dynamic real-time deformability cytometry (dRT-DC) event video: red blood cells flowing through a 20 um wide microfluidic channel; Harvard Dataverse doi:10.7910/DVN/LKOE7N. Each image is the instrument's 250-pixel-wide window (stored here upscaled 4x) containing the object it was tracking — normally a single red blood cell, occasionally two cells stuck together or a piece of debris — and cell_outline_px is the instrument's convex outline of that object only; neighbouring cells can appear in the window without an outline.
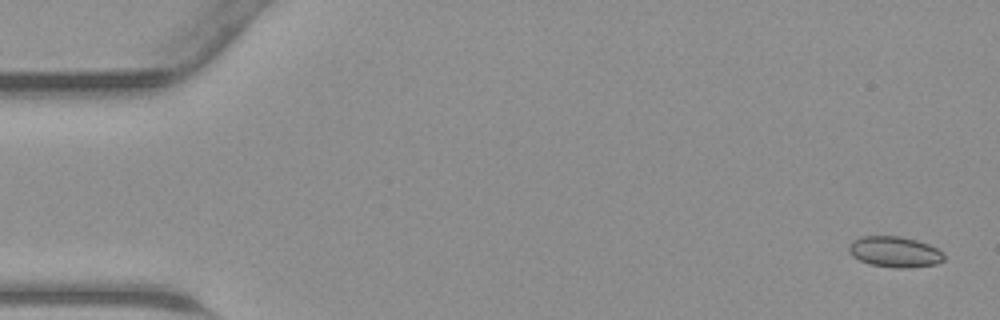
{"species": "common noctule bat (a hibernating species)", "species_latin": "Nyctalus noctula", "temperature_condition": "warm", "stored_images_in_passage": 45, "camera_frame_rate_fps": 3000, "um_per_image_px": 0.085, "animal": {"sex": "male", "body_mass_g": 23.1, "forearm_length_mm": 52.7}, "frame": {"image": 1, "passage_image": 2, "time_ms": 0.333, "image_size_px": [1000, 320], "cell_outline_px": [[944, 260], [936, 264], [908, 268], [896, 268], [872, 264], [860, 260], [852, 256], [848, 252], [848, 244], [852, 240], [860, 236], [900, 236], [916, 240], [928, 244], [944, 252]], "centroid_in_image_um": [76.03, 21.4], "position_along_channel_um": 9.0, "area_um2": 17.17}}
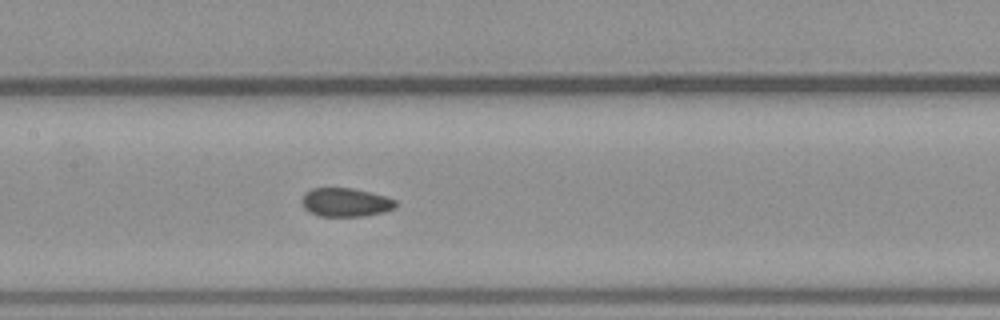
{"frame": {"image": 2, "passage_image": 22, "time_ms": 7.0, "image_size_px": [1000, 320], "cell_outline_px": [[396, 208], [384, 212], [364, 216], [320, 216], [304, 208], [300, 200], [304, 192], [312, 188], [352, 188], [384, 196], [396, 200]], "centroid_in_image_um": [29.36, 17.2], "position_along_channel_um": 178.0, "area_um2": 15.66}}
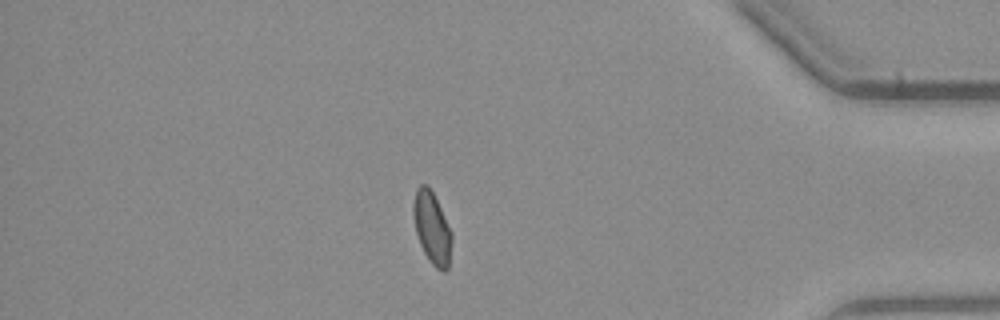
{"frame": {"image": 3, "passage_image": 39, "time_ms": 12.667, "image_size_px": [1000, 320], "cell_outline_px": [[452, 240], [448, 268], [444, 272], [436, 268], [428, 260], [420, 244], [416, 232], [412, 212], [412, 204], [416, 188], [420, 184], [428, 184], [452, 232]], "centroid_in_image_um": [36.7, 19.36], "position_along_channel_um": 398.5, "area_um2": 16.13}}